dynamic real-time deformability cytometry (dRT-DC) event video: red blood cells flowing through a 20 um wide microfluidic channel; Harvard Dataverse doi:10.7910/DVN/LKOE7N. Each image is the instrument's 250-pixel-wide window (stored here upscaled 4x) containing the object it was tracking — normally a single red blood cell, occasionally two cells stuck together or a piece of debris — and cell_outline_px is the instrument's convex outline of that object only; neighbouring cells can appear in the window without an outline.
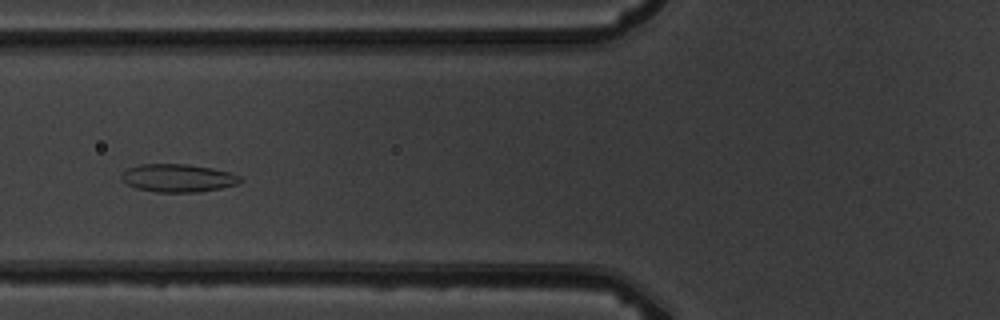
{"species": "common noctule bat (a hibernating species)", "species_latin": "Nyctalus noctula", "temperature_condition": "warm", "stored_images_in_passage": 7, "camera_frame_rate_fps": 3000, "um_per_image_px": 0.085, "animal": {"sex": "male", "body_mass_g": 19.5, "forearm_length_mm": 54.6}, "frame": {"image": 1, "passage_image": 2, "time_ms": 1.333, "image_size_px": [1000, 320], "cell_outline_px": [[244, 180], [236, 184], [220, 188], [200, 192], [156, 192], [136, 188], [128, 184], [120, 176], [128, 168], [140, 164], [188, 164], [212, 168], [228, 172], [240, 176]], "centroid_in_image_um": [15.14, 15.13], "position_along_channel_um": 110.7, "area_um2": 19.25}}
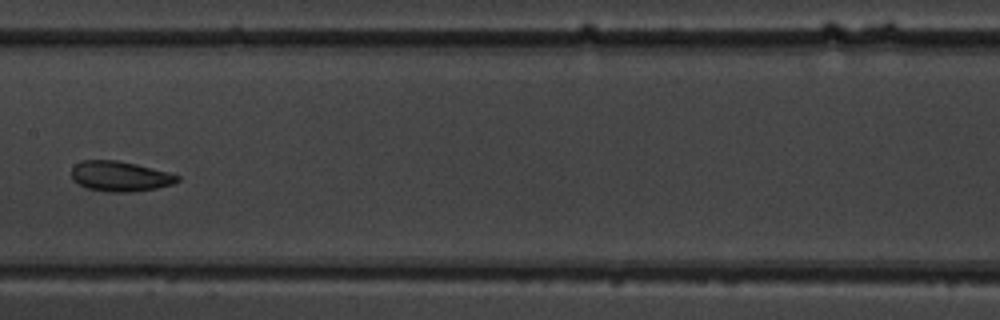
{"frame": {"image": 2, "passage_image": 4, "time_ms": 3.667, "image_size_px": [1000, 320], "cell_outline_px": [[180, 180], [172, 184], [156, 188], [132, 192], [112, 192], [88, 188], [72, 180], [72, 168], [76, 164], [84, 160], [116, 160], [136, 164], [168, 172], [180, 176]], "centroid_in_image_um": [10.21, 14.98], "position_along_channel_um": 197.2, "area_um2": 18.44}}
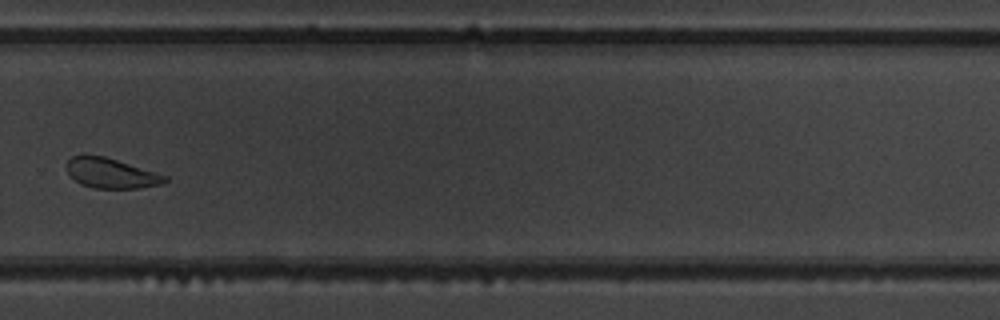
{"frame": {"image": 3, "passage_image": 7, "time_ms": 7.0, "image_size_px": [1000, 320], "cell_outline_px": [[168, 180], [160, 184], [140, 188], [92, 188], [80, 184], [68, 172], [64, 164], [72, 156], [104, 156], [168, 176]], "centroid_in_image_um": [9.43, 14.73], "position_along_channel_um": 320.4, "area_um2": 16.94}}